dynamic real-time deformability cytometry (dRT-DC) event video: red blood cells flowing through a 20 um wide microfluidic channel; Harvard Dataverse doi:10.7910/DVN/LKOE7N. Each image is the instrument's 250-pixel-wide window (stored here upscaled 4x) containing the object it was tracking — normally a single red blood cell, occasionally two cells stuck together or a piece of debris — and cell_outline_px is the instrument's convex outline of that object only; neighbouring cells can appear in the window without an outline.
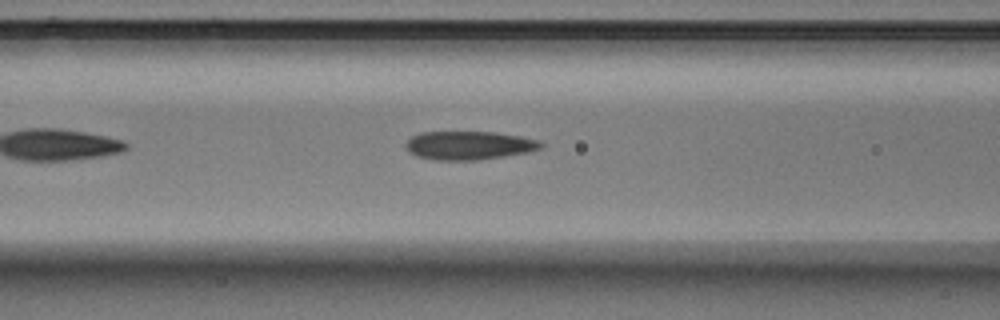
{"species": "Egyptian fruit bat (a non-hibernating species)", "species_latin": "Rousettus aegyptiacus", "temperature_condition": "warm", "stored_images_in_passage": 30, "camera_frame_rate_fps": 3000, "um_per_image_px": 0.085, "animal": {"sex": "male"}, "frame": {"image": 1, "passage_image": 9, "time_ms": 2.667, "image_size_px": [1000, 320], "cell_outline_px": [[544, 144], [540, 148], [528, 152], [504, 156], [476, 160], [436, 160], [416, 156], [408, 152], [404, 148], [404, 144], [412, 136], [420, 132], [496, 132], [520, 136], [540, 140]], "centroid_in_image_um": [39.83, 12.35], "position_along_channel_um": 126.8, "area_um2": 22.6}}
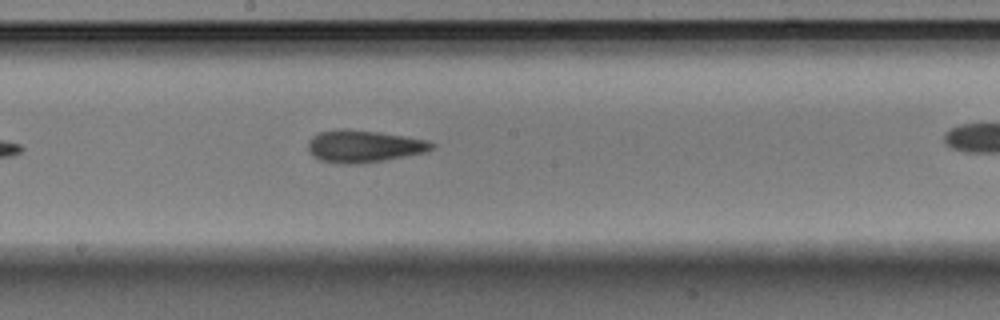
{"frame": {"image": 2, "passage_image": 16, "time_ms": 5.0, "image_size_px": [1000, 320], "cell_outline_px": [[436, 148], [424, 152], [364, 164], [336, 164], [320, 160], [312, 156], [308, 152], [308, 140], [312, 136], [320, 132], [344, 128], [380, 132], [428, 140], [436, 144]], "centroid_in_image_um": [30.9, 12.44], "position_along_channel_um": 217.3, "area_um2": 23.52}}
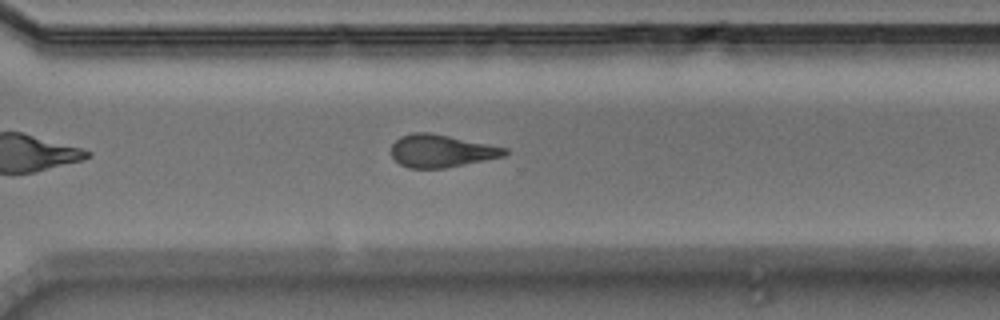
{"frame": {"image": 3, "passage_image": 25, "time_ms": 8.0, "image_size_px": [1000, 320], "cell_outline_px": [[508, 152], [504, 156], [444, 168], [408, 168], [400, 164], [392, 156], [392, 144], [400, 136], [412, 132], [432, 132], [508, 148]], "centroid_in_image_um": [37.5, 12.81], "position_along_channel_um": 333.1, "area_um2": 21.56}}